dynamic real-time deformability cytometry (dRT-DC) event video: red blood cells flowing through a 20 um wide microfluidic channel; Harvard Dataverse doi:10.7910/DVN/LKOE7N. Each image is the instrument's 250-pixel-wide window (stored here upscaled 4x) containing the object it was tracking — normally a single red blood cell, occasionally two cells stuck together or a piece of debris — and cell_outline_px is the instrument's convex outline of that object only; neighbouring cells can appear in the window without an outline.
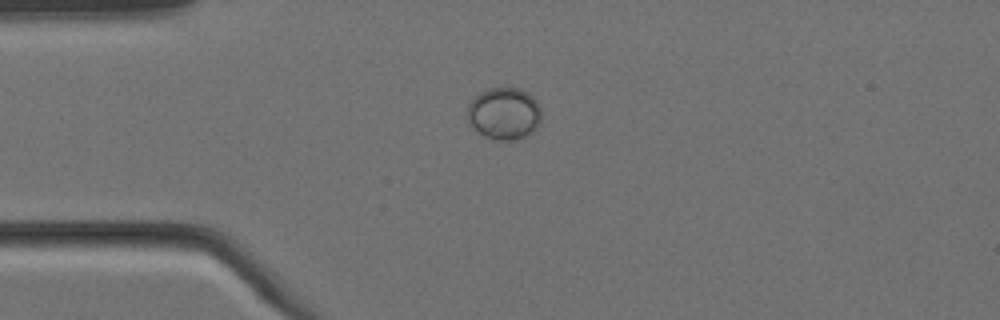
{"species": "Egyptian fruit bat (a non-hibernating species)", "species_latin": "Rousettus aegyptiacus", "temperature_condition": "cold", "stored_images_in_passage": 3, "camera_frame_rate_fps": 3000, "um_per_image_px": 0.085, "animal": {"sex": "female"}, "frame": {"image": 1, "passage_image": 3, "time_ms": 0.667, "image_size_px": [1000, 320], "cell_outline_px": [[540, 124], [524, 140], [496, 140], [484, 136], [468, 120], [464, 112], [468, 104], [480, 92], [488, 88], [520, 88], [528, 92], [536, 100], [540, 108]], "centroid_in_image_um": [42.86, 9.66], "position_along_channel_um": 42.1, "area_um2": 22.77}}